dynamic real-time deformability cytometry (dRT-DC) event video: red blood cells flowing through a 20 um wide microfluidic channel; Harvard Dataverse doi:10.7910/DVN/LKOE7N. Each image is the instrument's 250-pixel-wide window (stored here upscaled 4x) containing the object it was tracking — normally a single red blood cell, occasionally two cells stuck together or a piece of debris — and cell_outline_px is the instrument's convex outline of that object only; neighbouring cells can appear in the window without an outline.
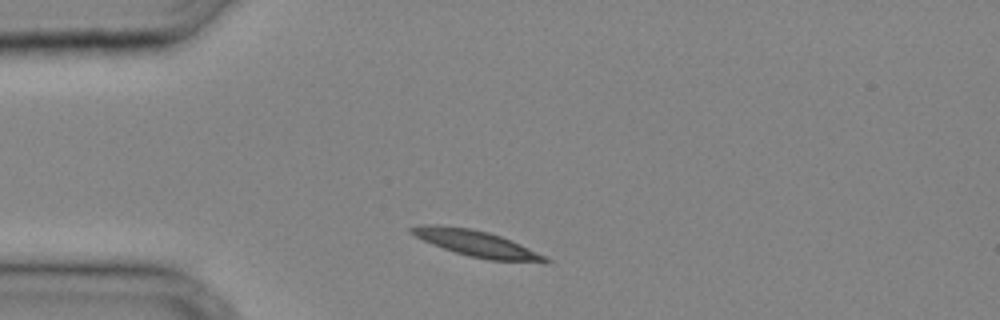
{"species": "common noctule bat (a hibernating species)", "species_latin": "Nyctalus noctula", "temperature_condition": "cold", "stored_images_in_passage": 28, "camera_frame_rate_fps": 3000, "um_per_image_px": 0.085, "animal": {"sex": "male", "body_mass_g": 20.4}, "frame": {"image": 1, "passage_image": 2, "time_ms": 0.333, "image_size_px": [1000, 320], "cell_outline_px": [[552, 260], [544, 264], [488, 260], [468, 256], [432, 244], [408, 232], [408, 228], [420, 224], [436, 224], [472, 228], [488, 232], [500, 236], [520, 244]], "centroid_in_image_um": [40.52, 20.71], "position_along_channel_um": 44.5, "area_um2": 20.63}}
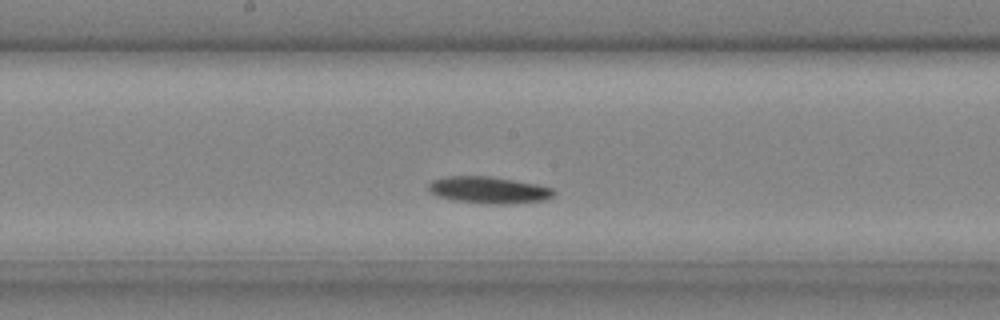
{"frame": {"image": 2, "passage_image": 12, "time_ms": 3.667, "image_size_px": [1000, 320], "cell_outline_px": [[556, 192], [552, 196], [544, 200], [504, 204], [484, 204], [452, 200], [436, 196], [428, 192], [428, 184], [432, 180], [448, 176], [492, 176], [536, 184], [552, 188]], "centroid_in_image_um": [41.49, 16.15], "position_along_channel_um": 206.7, "area_um2": 19.71}}
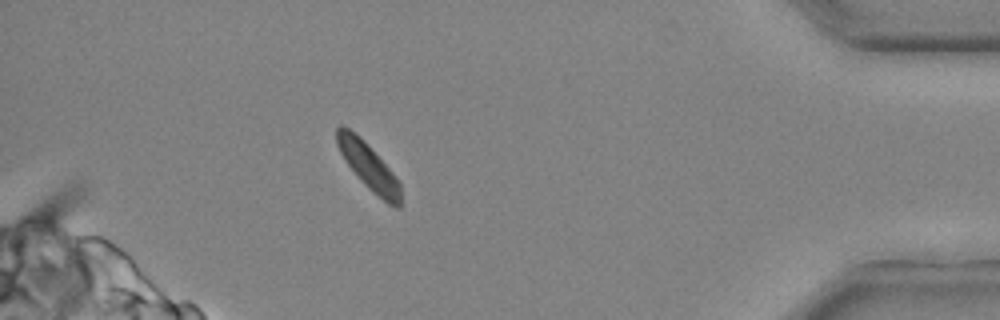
{"frame": {"image": 3, "passage_image": 25, "time_ms": 8.0, "image_size_px": [1000, 320], "cell_outline_px": [[400, 208], [396, 208], [388, 204], [372, 192], [356, 176], [344, 160], [336, 144], [336, 128], [340, 124], [348, 128], [360, 136], [364, 140], [392, 172], [400, 184]], "centroid_in_image_um": [31.29, 14.13], "position_along_channel_um": 403.9, "area_um2": 17.22}}